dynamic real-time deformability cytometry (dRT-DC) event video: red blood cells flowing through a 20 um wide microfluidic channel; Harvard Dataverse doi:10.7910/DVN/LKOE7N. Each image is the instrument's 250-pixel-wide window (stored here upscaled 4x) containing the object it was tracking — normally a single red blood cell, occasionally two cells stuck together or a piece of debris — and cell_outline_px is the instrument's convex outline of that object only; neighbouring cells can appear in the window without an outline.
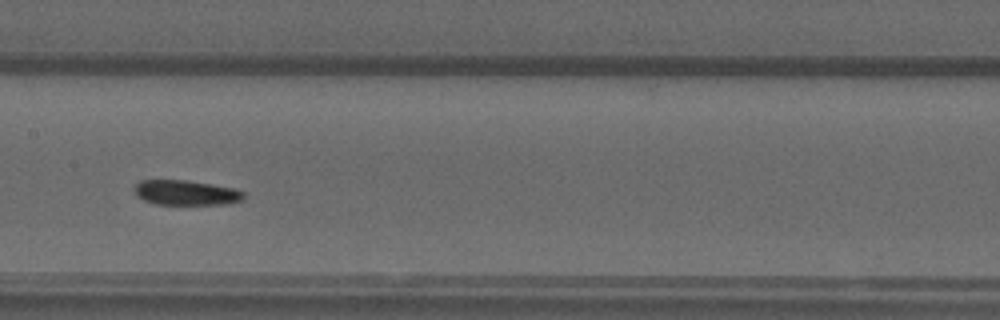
{"species": "common noctule bat (a hibernating species)", "species_latin": "Nyctalus noctula", "temperature_condition": "warm", "stored_images_in_passage": 43, "camera_frame_rate_fps": 3000, "um_per_image_px": 0.085, "animal": {"sex": "male", "forearm_length_mm": 52.5}, "frame": {"image": 1, "passage_image": 15, "time_ms": 4.667, "image_size_px": [1000, 320], "cell_outline_px": [[244, 200], [228, 204], [156, 204], [144, 200], [136, 196], [132, 188], [140, 180], [188, 180], [212, 184], [232, 188], [244, 192]], "centroid_in_image_um": [15.79, 16.37], "position_along_channel_um": 191.6, "area_um2": 16.01}}
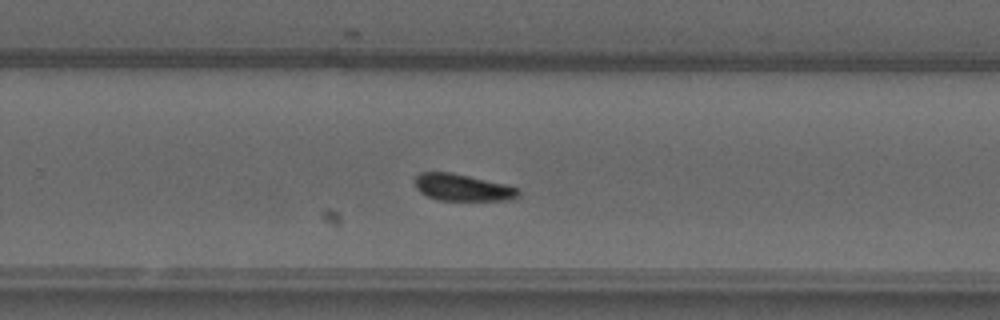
{"frame": {"image": 2, "passage_image": 23, "time_ms": 7.333, "image_size_px": [1000, 320], "cell_outline_px": [[520, 196], [508, 200], [436, 200], [420, 192], [416, 188], [416, 176], [420, 172], [452, 172], [508, 184], [520, 188]], "centroid_in_image_um": [39.37, 15.93], "position_along_channel_um": 290.4, "area_um2": 16.42}}
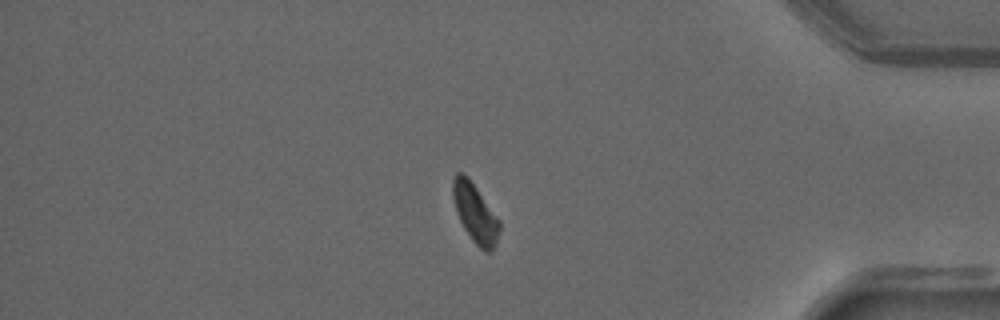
{"frame": {"image": 3, "passage_image": 34, "time_ms": 11.0, "image_size_px": [1000, 320], "cell_outline_px": [[500, 228], [496, 244], [492, 252], [484, 252], [472, 240], [464, 228], [456, 212], [452, 196], [452, 176], [456, 172], [464, 172], [468, 176], [500, 220]], "centroid_in_image_um": [40.38, 18.09], "position_along_channel_um": 394.8, "area_um2": 16.24}, "authors_computed_cell_mechanics": {"area_um2": 16.473, "velocity_mm_per_s": 3.7271, "shape_relaxation_time_tau1_ms": 7.1305, "shape_relaxation_time_tau2_ms": 2.3101, "deformation_change_tau1": 0.1788, "deformation_change_tau2": 0.0815}}